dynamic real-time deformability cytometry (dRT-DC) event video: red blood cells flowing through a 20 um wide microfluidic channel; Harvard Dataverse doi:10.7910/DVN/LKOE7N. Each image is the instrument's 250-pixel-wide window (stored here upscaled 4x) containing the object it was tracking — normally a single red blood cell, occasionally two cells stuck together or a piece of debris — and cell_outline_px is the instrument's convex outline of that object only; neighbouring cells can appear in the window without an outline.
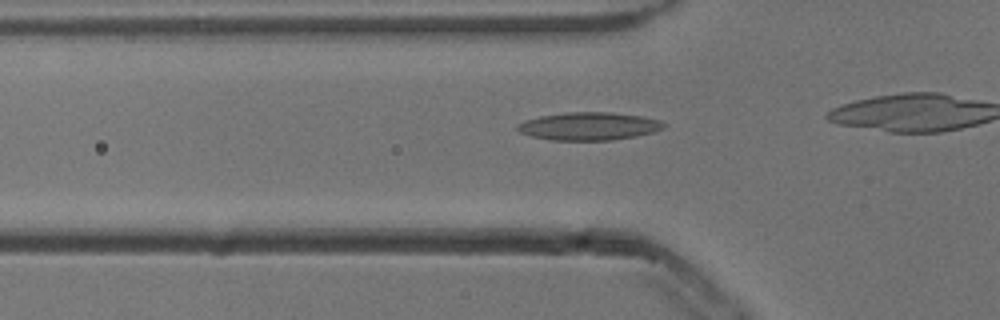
{"species": "common noctule bat (a hibernating species)", "species_latin": "Nyctalus noctula", "temperature_condition": "cold", "stored_images_in_passage": 38, "camera_frame_rate_fps": 3000, "um_per_image_px": 0.085, "animal": {"sex": "male", "body_mass_g": 13.3}, "frame": {"image": 1, "passage_image": 14, "time_ms": 4.333, "image_size_px": [1000, 320], "cell_outline_px": [[664, 128], [652, 132], [636, 136], [612, 140], [552, 140], [532, 136], [520, 132], [516, 128], [516, 124], [524, 120], [540, 116], [568, 112], [612, 112], [640, 116], [660, 120], [664, 124]], "centroid_in_image_um": [50.03, 10.72], "position_along_channel_um": 75.8, "area_um2": 23.7}}
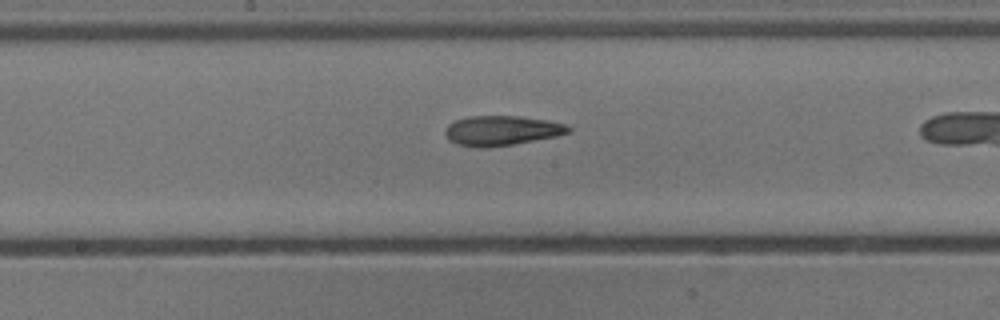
{"frame": {"image": 2, "passage_image": 24, "time_ms": 7.667, "image_size_px": [1000, 320], "cell_outline_px": [[572, 128], [568, 132], [556, 136], [512, 144], [488, 148], [476, 148], [456, 144], [448, 140], [444, 132], [448, 124], [456, 120], [468, 116], [520, 116], [548, 120], [568, 124]], "centroid_in_image_um": [42.62, 11.1], "position_along_channel_um": 205.6, "area_um2": 21.56}}
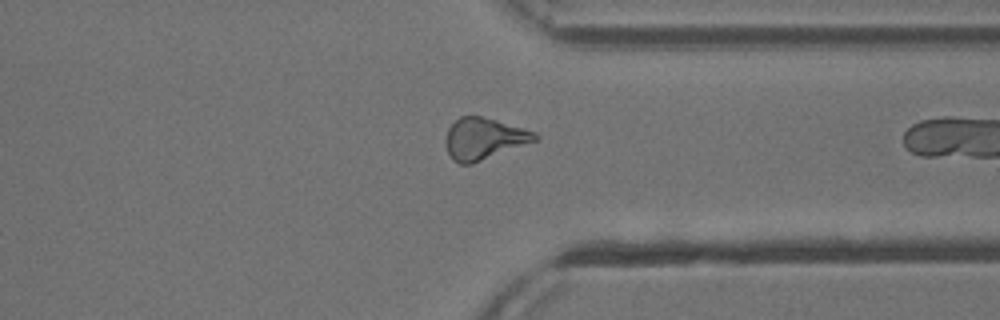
{"frame": {"image": 3, "passage_image": 37, "time_ms": 12.0, "image_size_px": [1000, 320], "cell_outline_px": [[540, 136], [536, 140], [472, 164], [460, 164], [452, 160], [448, 152], [444, 140], [448, 128], [460, 116], [480, 116], [496, 120], [536, 132]], "centroid_in_image_um": [41.1, 11.79], "position_along_channel_um": 370.3, "area_um2": 21.44}}